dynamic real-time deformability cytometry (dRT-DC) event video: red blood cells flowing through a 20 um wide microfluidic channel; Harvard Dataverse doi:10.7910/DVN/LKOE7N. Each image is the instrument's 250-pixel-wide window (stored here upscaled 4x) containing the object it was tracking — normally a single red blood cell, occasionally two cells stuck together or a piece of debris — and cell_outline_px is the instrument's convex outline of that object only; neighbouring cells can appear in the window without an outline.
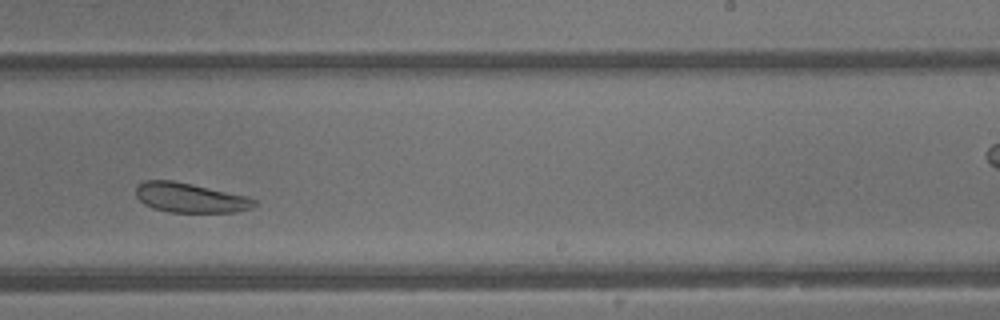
{"species": "common noctule bat (a hibernating species)", "species_latin": "Nyctalus noctula", "temperature_condition": "warm", "stored_images_in_passage": 32, "camera_frame_rate_fps": 3000, "um_per_image_px": 0.085, "animal": {"sex": "male", "body_mass_g": 13.3}, "frame": {"image": 1, "passage_image": 23, "time_ms": 7.333, "image_size_px": [1000, 320], "cell_outline_px": [[260, 204], [252, 208], [236, 212], [172, 212], [152, 208], [144, 204], [136, 196], [136, 184], [144, 180], [172, 180], [192, 184], [248, 196], [256, 200]], "centroid_in_image_um": [16.18, 16.8], "position_along_channel_um": 272.8, "area_um2": 20.63}, "authors_computed_cell_mechanics": {"area_um2": 23.2645, "velocity_mm_per_s": 4.7967, "shape_relaxation_time_tau1_ms": 3.3557, "shape_relaxation_time_tau2_ms": 10.4445, "deformation_change_tau1": 0.0754, "deformation_change_tau2": 0.2226}}